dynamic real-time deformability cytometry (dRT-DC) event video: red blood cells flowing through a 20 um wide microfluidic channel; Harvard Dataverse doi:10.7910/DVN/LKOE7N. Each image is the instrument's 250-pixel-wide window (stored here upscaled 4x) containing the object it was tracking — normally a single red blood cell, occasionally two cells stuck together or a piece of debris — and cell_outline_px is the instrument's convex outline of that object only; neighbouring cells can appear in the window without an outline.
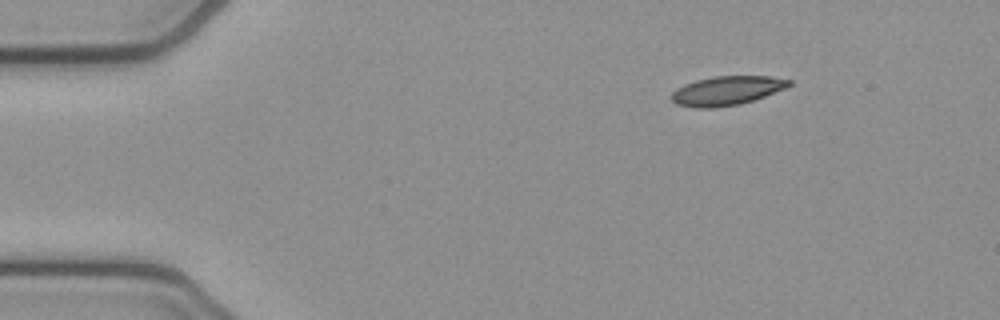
{"species": "common noctule bat (a hibernating species)", "species_latin": "Nyctalus noctula", "temperature_condition": "cold", "stored_images_in_passage": 47, "camera_frame_rate_fps": 3000, "um_per_image_px": 0.085, "animal": {"sex": "female", "body_mass_g": 21.9}, "frame": {"image": 1, "passage_image": 1, "time_ms": 0.0, "image_size_px": [1000, 320], "cell_outline_px": [[792, 84], [784, 88], [764, 96], [740, 104], [712, 108], [696, 108], [676, 104], [672, 100], [672, 92], [676, 88], [684, 84], [696, 80], [716, 76], [768, 76], [792, 80]], "centroid_in_image_um": [61.75, 7.7], "position_along_channel_um": 23.3, "area_um2": 19.77}}
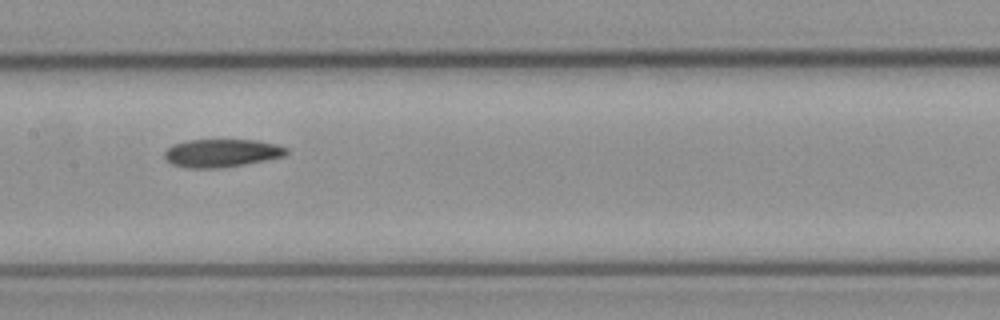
{"frame": {"image": 2, "passage_image": 20, "time_ms": 6.333, "image_size_px": [1000, 320], "cell_outline_px": [[288, 152], [284, 156], [244, 164], [220, 168], [184, 168], [172, 164], [164, 156], [164, 152], [172, 144], [188, 140], [256, 140], [276, 144], [288, 148]], "centroid_in_image_um": [18.82, 13.01], "position_along_channel_um": 188.6, "area_um2": 19.88}}
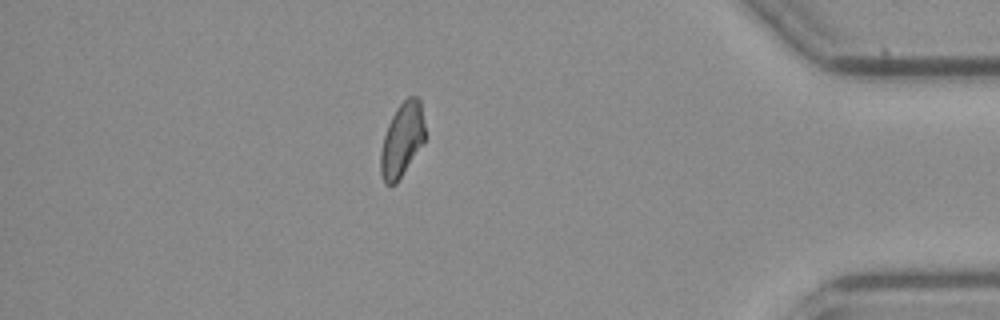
{"frame": {"image": 3, "passage_image": 40, "time_ms": 13.0, "image_size_px": [1000, 320], "cell_outline_px": [[424, 140], [396, 184], [384, 184], [380, 172], [380, 152], [384, 136], [388, 124], [396, 108], [408, 96], [416, 96], [420, 100], [424, 124]], "centroid_in_image_um": [34.14, 11.87], "position_along_channel_um": 401.1, "area_um2": 18.79}}